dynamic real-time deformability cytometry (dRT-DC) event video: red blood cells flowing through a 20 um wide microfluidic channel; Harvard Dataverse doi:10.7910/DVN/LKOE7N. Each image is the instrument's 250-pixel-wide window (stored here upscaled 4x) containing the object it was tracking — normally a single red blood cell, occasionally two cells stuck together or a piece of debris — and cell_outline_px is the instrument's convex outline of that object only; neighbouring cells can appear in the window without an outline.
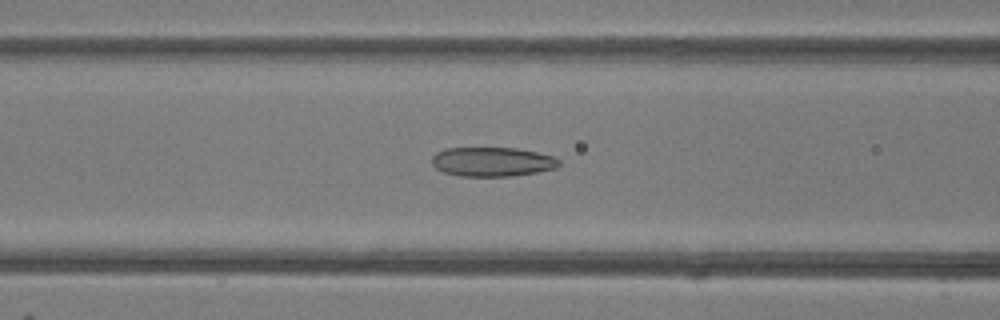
{"species": "common noctule bat (a hibernating species)", "species_latin": "Nyctalus noctula", "temperature_condition": "room temperature", "stored_images_in_passage": 46, "camera_frame_rate_fps": 3000, "um_per_image_px": 0.085, "animal": {"sex": "female"}, "frame": {"image": 1, "passage_image": 17, "time_ms": 5.333, "image_size_px": [1000, 320], "cell_outline_px": [[560, 164], [556, 168], [536, 172], [512, 176], [460, 176], [444, 172], [436, 168], [432, 164], [432, 156], [436, 152], [444, 148], [516, 148], [556, 156], [560, 160]], "centroid_in_image_um": [41.85, 13.74], "position_along_channel_um": 124.8, "area_um2": 21.79}}
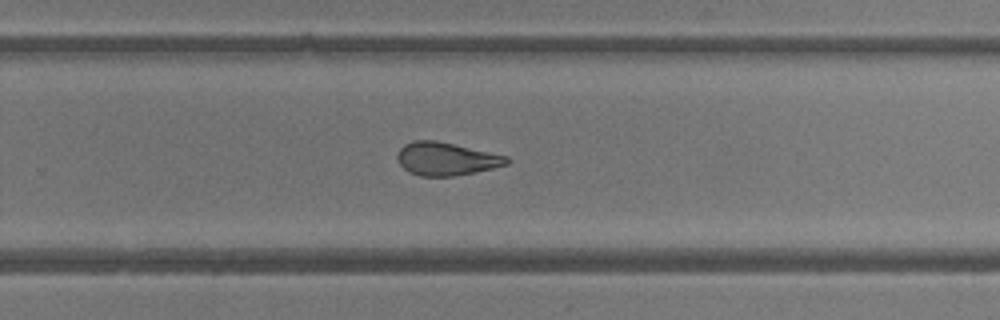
{"frame": {"image": 2, "passage_image": 29, "time_ms": 9.333, "image_size_px": [1000, 320], "cell_outline_px": [[508, 164], [476, 172], [456, 176], [420, 176], [408, 172], [396, 160], [396, 156], [400, 148], [404, 144], [416, 140], [436, 140], [508, 156]], "centroid_in_image_um": [37.89, 13.5], "position_along_channel_um": 291.9, "area_um2": 21.1}}
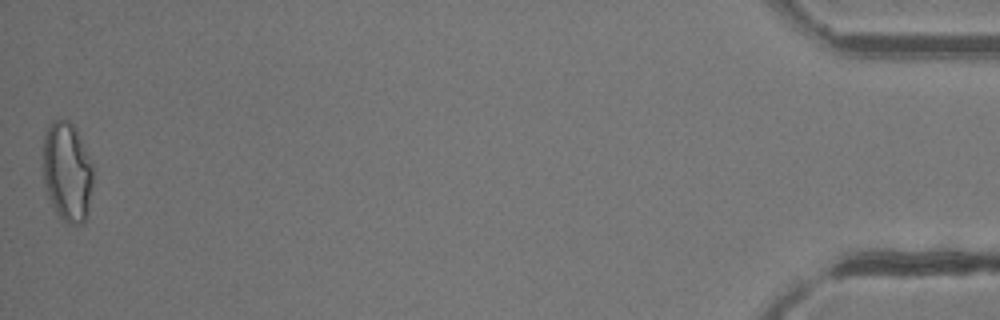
{"frame": {"image": 3, "passage_image": 46, "time_ms": 15.0, "image_size_px": [1000, 320], "cell_outline_px": [[92, 184], [88, 212], [84, 224], [68, 224], [56, 212], [44, 188], [44, 136], [48, 124], [52, 120], [60, 116], [68, 120], [76, 128], [92, 160]], "centroid_in_image_um": [5.72, 14.56], "position_along_channel_um": 429.5, "area_um2": 29.42}, "authors_computed_cell_mechanics": {"area_um2": 23.3223, "velocity_mm_per_s": 4.1797, "shape_relaxation_time_tau1_ms": 9.6789, "shape_relaxation_time_tau2_ms": 1.9835, "deformation_change_tau1": 0.2418, "deformation_change_tau2": 0.1015}}